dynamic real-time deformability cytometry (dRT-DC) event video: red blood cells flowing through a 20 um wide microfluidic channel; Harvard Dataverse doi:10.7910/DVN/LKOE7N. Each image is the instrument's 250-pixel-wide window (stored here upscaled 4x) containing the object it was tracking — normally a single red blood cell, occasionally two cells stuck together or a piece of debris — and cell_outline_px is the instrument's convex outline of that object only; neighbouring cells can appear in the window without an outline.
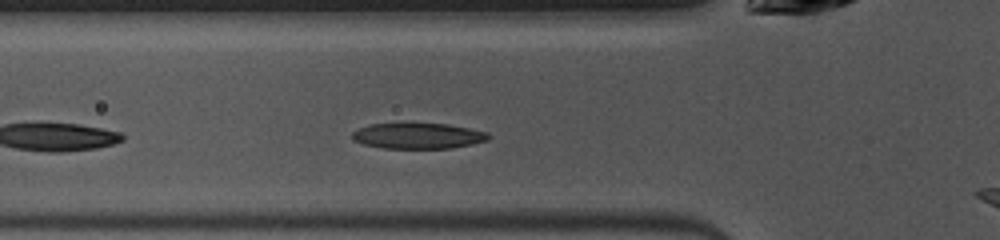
{"species": "common noctule bat (a hibernating species)", "species_latin": "Nyctalus noctula", "temperature_condition": "warm", "stored_images_in_passage": 31, "camera_frame_rate_fps": 3000, "um_per_image_px": 0.085, "animal": {"sex": "female", "body_mass_g": 10.0, "forearm_length_mm": 53.1}, "frame": {"image": 1, "passage_image": 4, "time_ms": 1.0, "image_size_px": [1000, 240], "cell_outline_px": [[492, 136], [488, 140], [472, 144], [452, 148], [384, 148], [364, 144], [352, 140], [352, 132], [368, 124], [448, 124], [488, 132]], "centroid_in_image_um": [35.55, 11.55], "position_along_channel_um": 90.2, "area_um2": 20.29}}
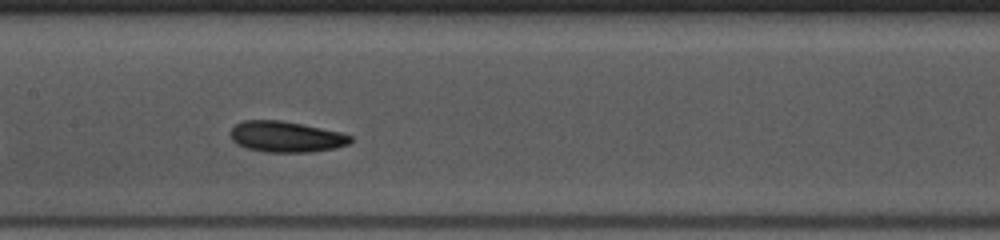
{"frame": {"image": 2, "passage_image": 11, "time_ms": 3.333, "image_size_px": [1000, 240], "cell_outline_px": [[352, 140], [348, 144], [336, 148], [312, 152], [264, 152], [248, 148], [236, 144], [232, 140], [228, 132], [236, 124], [244, 120], [280, 120], [304, 124], [340, 132], [352, 136]], "centroid_in_image_um": [24.3, 11.62], "position_along_channel_um": 183.1, "area_um2": 21.79}}
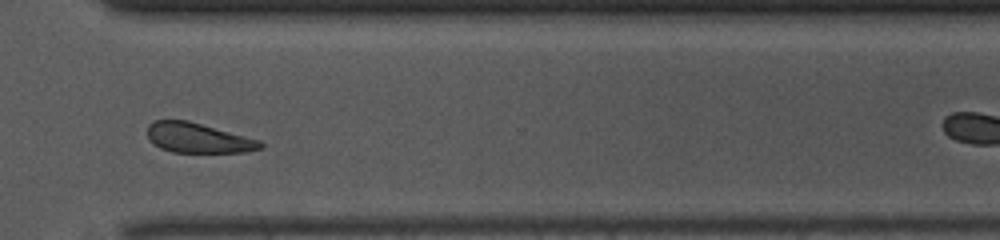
{"frame": {"image": 3, "passage_image": 24, "time_ms": 7.667, "image_size_px": [1000, 240], "cell_outline_px": [[264, 148], [248, 152], [172, 152], [160, 148], [148, 136], [148, 124], [152, 120], [188, 120], [260, 140], [264, 144]], "centroid_in_image_um": [16.87, 11.72], "position_along_channel_um": 353.7, "area_um2": 19.65}, "authors_computed_cell_mechanics": {"area_um2": 21.2126, "velocity_mm_per_s": 3.9461, "shape_relaxation_time_tau1_ms": 1.7068, "shape_relaxation_time_tau2_ms": 10.2661, "deformation_change_tau1": 0.1151, "deformation_change_tau2": 0.1727}}